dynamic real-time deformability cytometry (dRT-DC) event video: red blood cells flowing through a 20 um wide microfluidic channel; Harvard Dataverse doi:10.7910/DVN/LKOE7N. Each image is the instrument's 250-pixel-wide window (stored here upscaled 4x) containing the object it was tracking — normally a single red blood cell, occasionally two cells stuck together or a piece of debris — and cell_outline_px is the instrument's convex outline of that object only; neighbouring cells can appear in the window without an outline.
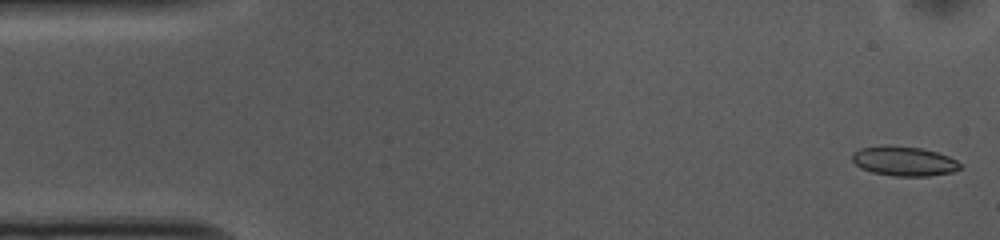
{"species": "common noctule bat (a hibernating species)", "species_latin": "Nyctalus noctula", "temperature_condition": "cold", "stored_images_in_passage": 52, "camera_frame_rate_fps": 3000, "um_per_image_px": 0.085, "animal": {"sex": "female", "body_mass_g": 10.0, "forearm_length_mm": 53.1}, "frame": {"image": 1, "passage_image": 1, "time_ms": 0.0, "image_size_px": [1000, 240], "cell_outline_px": [[964, 168], [952, 172], [928, 176], [892, 176], [872, 172], [860, 168], [852, 160], [852, 152], [860, 148], [880, 144], [888, 144], [920, 148], [936, 152], [948, 156], [956, 160]], "centroid_in_image_um": [76.81, 13.68], "position_along_channel_um": 8.2, "area_um2": 18.9}}
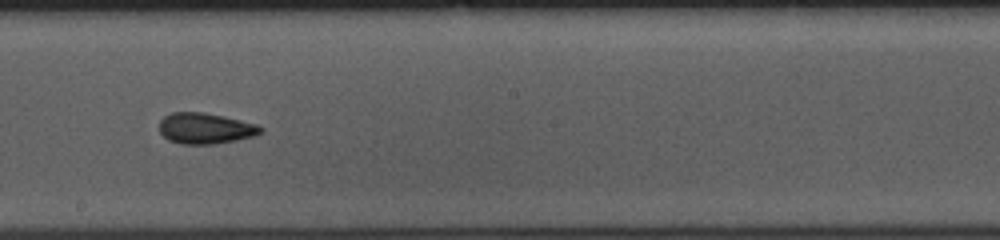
{"frame": {"image": 2, "passage_image": 28, "time_ms": 9.0, "image_size_px": [1000, 240], "cell_outline_px": [[264, 132], [256, 136], [216, 144], [180, 144], [168, 140], [160, 132], [160, 120], [164, 116], [172, 112], [204, 112], [224, 116], [256, 124], [264, 128]], "centroid_in_image_um": [17.48, 10.91], "position_along_channel_um": 230.7, "area_um2": 18.44}}
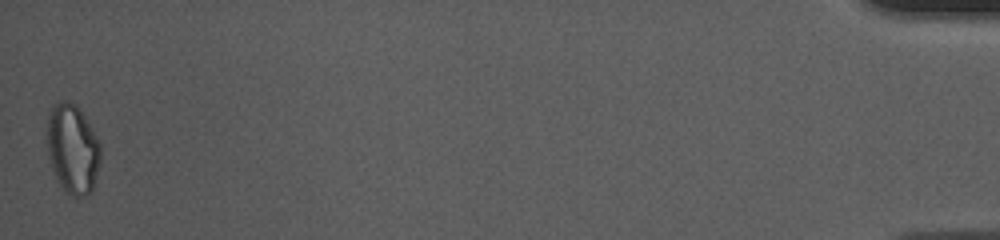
{"frame": {"image": 3, "passage_image": 52, "time_ms": 17.0, "image_size_px": [1000, 240], "cell_outline_px": [[100, 164], [92, 188], [84, 196], [72, 196], [60, 184], [52, 168], [48, 156], [44, 132], [48, 116], [52, 104], [60, 100], [64, 100], [76, 104], [92, 128], [100, 144]], "centroid_in_image_um": [6.13, 12.58], "position_along_channel_um": 429.1, "area_um2": 28.09}, "authors_computed_cell_mechanics": {"area_um2": 18.6116, "velocity_mm_per_s": 3.7232, "shape_relaxation_time_tau1_ms": null, "shape_relaxation_time_tau2_ms": 3.0837, "deformation_change_tau1": null, "deformation_change_tau2": 0.0902}}